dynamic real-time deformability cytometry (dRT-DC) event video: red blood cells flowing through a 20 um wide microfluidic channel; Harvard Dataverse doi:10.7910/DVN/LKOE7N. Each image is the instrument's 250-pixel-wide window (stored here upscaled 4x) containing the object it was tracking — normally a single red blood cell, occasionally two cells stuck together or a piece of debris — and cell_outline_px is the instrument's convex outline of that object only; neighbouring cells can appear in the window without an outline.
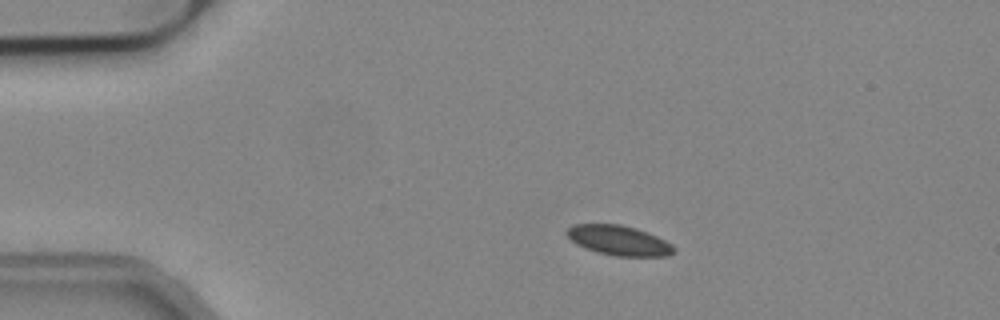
{"species": "common noctule bat (a hibernating species)", "species_latin": "Nyctalus noctula", "temperature_condition": "cold", "stored_images_in_passage": 44, "camera_frame_rate_fps": 3000, "um_per_image_px": 0.085, "animal": {"sex": "male", "body_mass_g": 19.2, "forearm_length_mm": 51.8}, "frame": {"image": 1, "passage_image": 1, "time_ms": 0.0, "image_size_px": [1000, 320], "cell_outline_px": [[676, 248], [672, 252], [664, 256], [616, 256], [600, 252], [576, 244], [564, 232], [568, 228], [576, 224], [620, 224], [636, 228], [648, 232], [672, 244]], "centroid_in_image_um": [52.61, 20.42], "position_along_channel_um": 32.4, "area_um2": 18.32}}
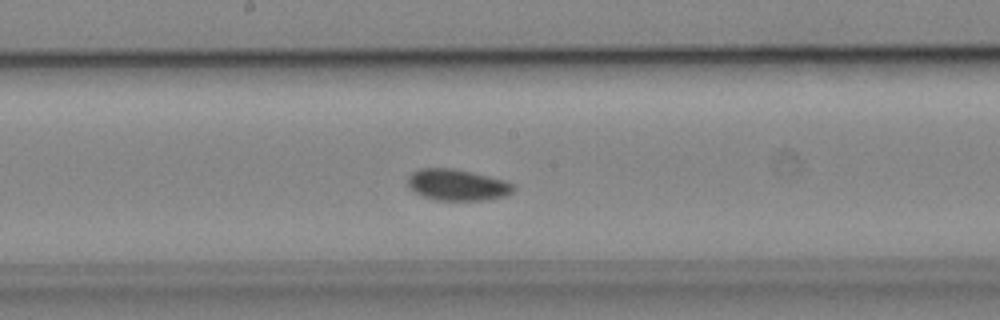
{"frame": {"image": 2, "passage_image": 19, "time_ms": 6.0, "image_size_px": [1000, 320], "cell_outline_px": [[512, 192], [504, 196], [484, 200], [436, 200], [424, 196], [416, 192], [408, 184], [408, 176], [412, 172], [420, 168], [452, 168], [504, 180], [512, 184]], "centroid_in_image_um": [38.83, 15.71], "position_along_channel_um": 209.4, "area_um2": 18.84}}
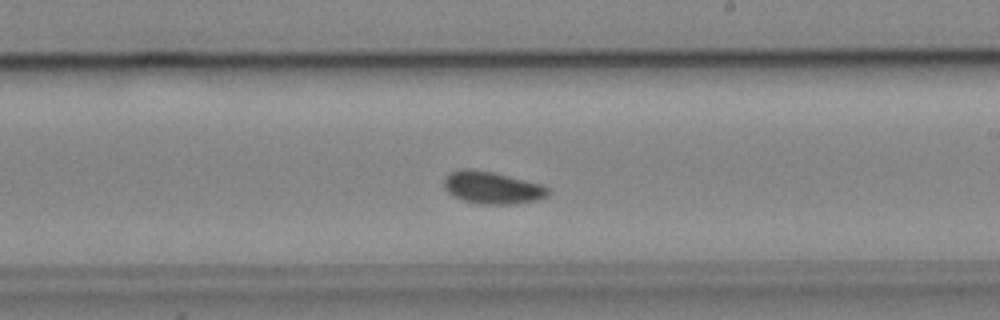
{"frame": {"image": 3, "passage_image": 22, "time_ms": 7.0, "image_size_px": [1000, 320], "cell_outline_px": [[548, 196], [536, 200], [512, 204], [480, 204], [464, 200], [448, 192], [444, 188], [444, 176], [448, 172], [460, 168], [472, 168], [492, 172], [540, 184], [548, 188]], "centroid_in_image_um": [41.78, 15.93], "position_along_channel_um": 247.2, "area_um2": 19.48}}